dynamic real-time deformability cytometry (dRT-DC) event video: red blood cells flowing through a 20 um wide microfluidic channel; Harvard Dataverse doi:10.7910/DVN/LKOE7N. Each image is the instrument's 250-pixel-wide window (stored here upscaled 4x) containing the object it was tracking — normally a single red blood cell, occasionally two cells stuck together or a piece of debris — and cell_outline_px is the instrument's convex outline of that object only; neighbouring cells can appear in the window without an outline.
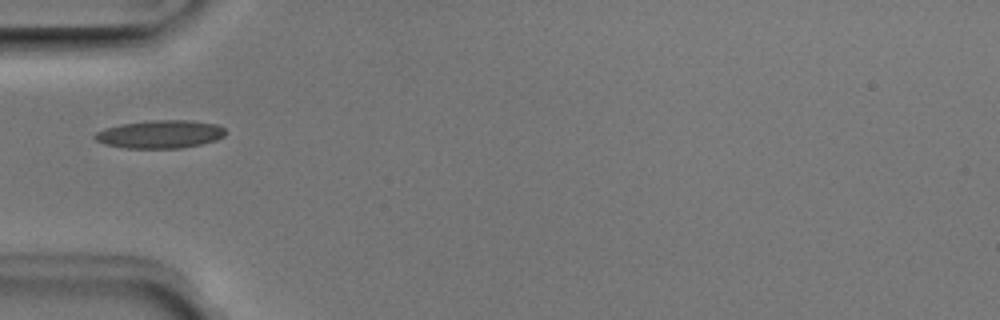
{"species": "Egyptian fruit bat (a non-hibernating species)", "species_latin": "Rousettus aegyptiacus", "temperature_condition": "room temperature", "stored_images_in_passage": 29, "camera_frame_rate_fps": 3000, "um_per_image_px": 0.085, "animal": {"sex": "male"}, "frame": {"image": 1, "passage_image": 1, "time_ms": 0.0, "image_size_px": [1000, 320], "cell_outline_px": [[224, 136], [216, 140], [200, 144], [180, 148], [124, 148], [104, 144], [96, 140], [92, 136], [96, 132], [104, 128], [120, 124], [152, 120], [192, 120], [216, 124], [224, 128]], "centroid_in_image_um": [13.58, 11.4], "position_along_channel_um": 71.4, "area_um2": 21.39}}
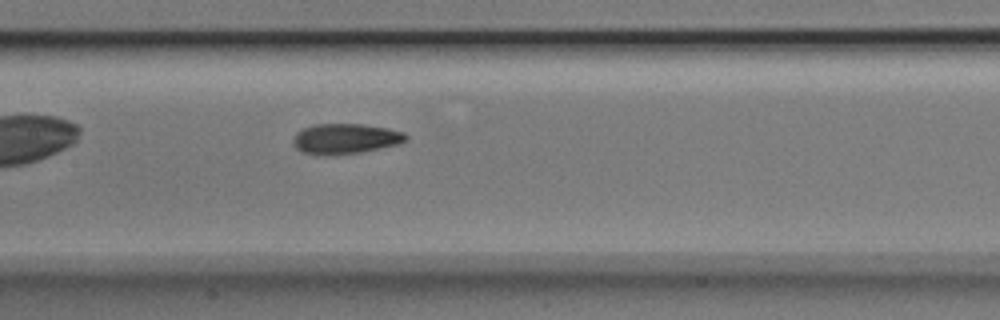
{"frame": {"image": 2, "passage_image": 9, "time_ms": 2.667, "image_size_px": [1000, 320], "cell_outline_px": [[408, 140], [400, 144], [360, 152], [328, 156], [316, 156], [300, 152], [292, 144], [292, 136], [300, 128], [312, 124], [364, 124], [388, 128], [404, 132], [408, 136]], "centroid_in_image_um": [29.29, 11.8], "position_along_channel_um": 178.1, "area_um2": 20.58}}
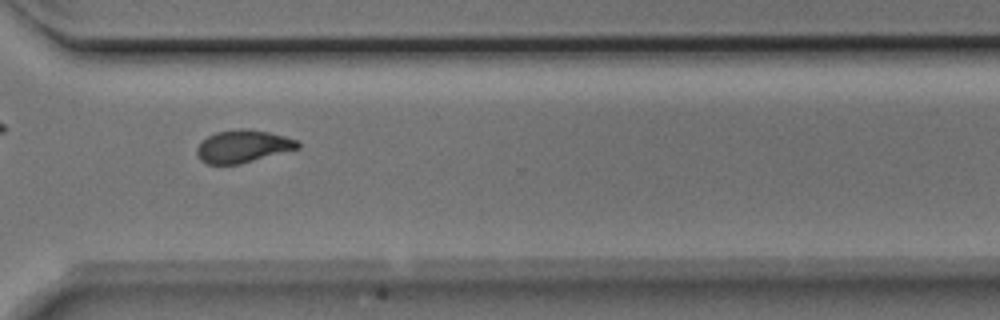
{"frame": {"image": 3, "passage_image": 22, "time_ms": 7.0, "image_size_px": [1000, 320], "cell_outline_px": [[300, 148], [240, 164], [208, 164], [200, 160], [196, 152], [196, 148], [208, 136], [216, 132], [240, 128], [244, 128], [268, 132], [300, 140]], "centroid_in_image_um": [20.67, 12.44], "position_along_channel_um": 349.9, "area_um2": 19.13}, "authors_computed_cell_mechanics": {"area_um2": 19.4786, "velocity_mm_per_s": 3.9792, "shape_relaxation_time_tau1_ms": 4.734, "shape_relaxation_time_tau2_ms": 1.7819, "deformation_change_tau1": 0.1475, "deformation_change_tau2": 0.0732}}